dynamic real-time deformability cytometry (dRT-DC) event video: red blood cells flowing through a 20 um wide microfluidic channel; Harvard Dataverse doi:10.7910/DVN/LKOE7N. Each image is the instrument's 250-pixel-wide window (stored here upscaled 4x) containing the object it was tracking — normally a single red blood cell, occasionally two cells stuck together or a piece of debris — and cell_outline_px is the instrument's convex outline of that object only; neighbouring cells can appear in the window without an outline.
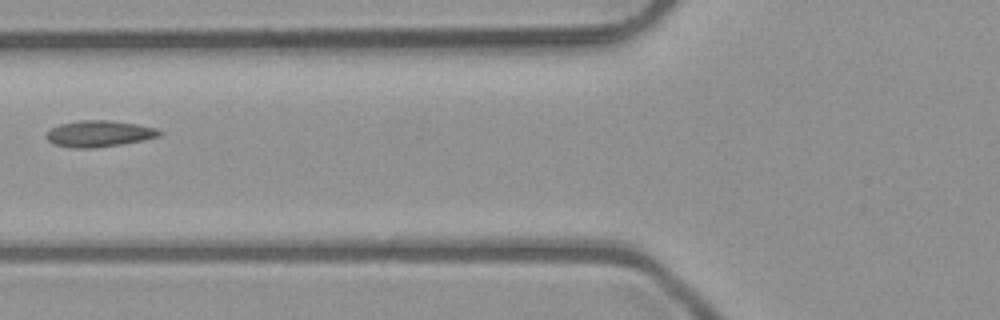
{"species": "common noctule bat (a hibernating species)", "species_latin": "Nyctalus noctula", "temperature_condition": "room temperature", "stored_images_in_passage": 2, "camera_frame_rate_fps": 3000, "um_per_image_px": 0.085, "animal": {"sex": "male", "body_mass_g": 23.1, "forearm_length_mm": 52.7}, "frame": {"image": 1, "passage_image": 2, "time_ms": 0.333, "image_size_px": [1000, 320], "cell_outline_px": [[164, 132], [160, 136], [144, 140], [120, 144], [92, 148], [72, 148], [52, 144], [44, 136], [52, 128], [60, 124], [80, 120], [108, 120], [136, 124], [156, 128]], "centroid_in_image_um": [8.42, 11.36], "position_along_channel_um": 117.4, "area_um2": 17.34}}